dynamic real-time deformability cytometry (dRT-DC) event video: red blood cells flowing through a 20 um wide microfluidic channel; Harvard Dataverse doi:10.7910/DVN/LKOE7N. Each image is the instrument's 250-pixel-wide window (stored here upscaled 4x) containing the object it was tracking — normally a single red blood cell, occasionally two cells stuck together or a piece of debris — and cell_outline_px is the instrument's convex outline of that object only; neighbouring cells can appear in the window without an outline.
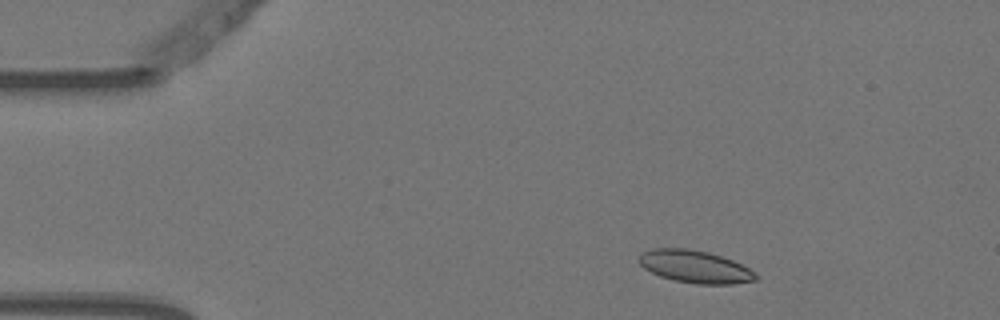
{"species": "Egyptian fruit bat (a non-hibernating species)", "species_latin": "Rousettus aegyptiacus", "temperature_condition": "warm", "stored_images_in_passage": 4, "camera_frame_rate_fps": 3000, "um_per_image_px": 0.085, "animal": {"sex": "female"}, "frame": {"image": 1, "passage_image": 2, "time_ms": 0.333, "image_size_px": [1000, 320], "cell_outline_px": [[756, 280], [732, 284], [696, 284], [672, 280], [660, 276], [644, 268], [636, 260], [644, 252], [652, 248], [688, 248], [708, 252], [732, 260], [756, 272]], "centroid_in_image_um": [59.05, 22.67], "position_along_channel_um": 26.0, "area_um2": 22.08}}